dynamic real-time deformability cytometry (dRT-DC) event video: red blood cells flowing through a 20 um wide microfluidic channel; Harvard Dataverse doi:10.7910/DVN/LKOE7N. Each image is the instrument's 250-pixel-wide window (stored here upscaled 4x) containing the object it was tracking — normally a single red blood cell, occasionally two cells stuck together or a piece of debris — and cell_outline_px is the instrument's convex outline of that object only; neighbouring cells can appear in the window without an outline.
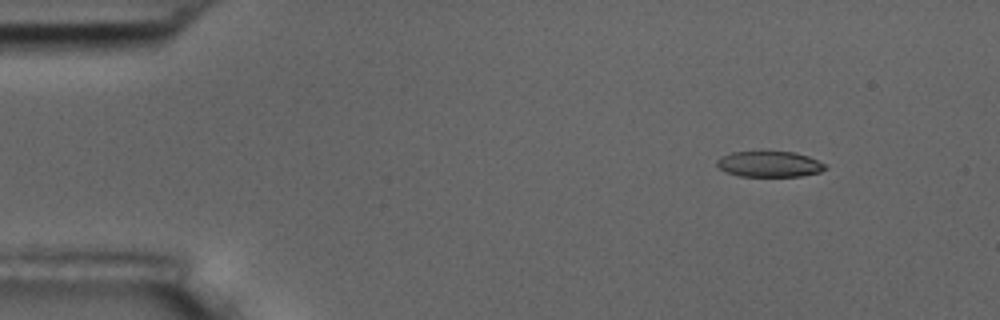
{"species": "common noctule bat (a hibernating species)", "species_latin": "Nyctalus noctula", "temperature_condition": "room temperature", "stored_images_in_passage": 5, "camera_frame_rate_fps": 3000, "um_per_image_px": 0.085, "animal": {"sex": "male", "body_mass_g": 17.5, "forearm_length_mm": 52.3}, "frame": {"image": 1, "passage_image": 2, "time_ms": 1.333, "image_size_px": [1000, 320], "cell_outline_px": [[828, 168], [820, 172], [800, 176], [740, 176], [728, 172], [720, 168], [716, 164], [716, 160], [720, 156], [732, 152], [796, 152], [808, 156], [824, 164]], "centroid_in_image_um": [65.4, 13.95], "position_along_channel_um": 19.6, "area_um2": 16.13}}
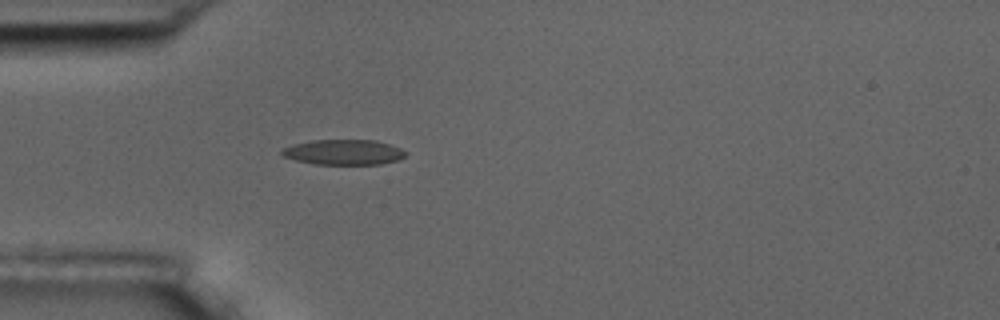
{"frame": {"image": 2, "passage_image": 5, "time_ms": 4.667, "image_size_px": [1000, 320], "cell_outline_px": [[408, 152], [404, 156], [396, 160], [380, 164], [316, 164], [296, 160], [284, 156], [280, 152], [284, 148], [292, 144], [312, 140], [376, 140], [400, 148]], "centroid_in_image_um": [29.2, 12.93], "position_along_channel_um": 55.8, "area_um2": 18.03}}